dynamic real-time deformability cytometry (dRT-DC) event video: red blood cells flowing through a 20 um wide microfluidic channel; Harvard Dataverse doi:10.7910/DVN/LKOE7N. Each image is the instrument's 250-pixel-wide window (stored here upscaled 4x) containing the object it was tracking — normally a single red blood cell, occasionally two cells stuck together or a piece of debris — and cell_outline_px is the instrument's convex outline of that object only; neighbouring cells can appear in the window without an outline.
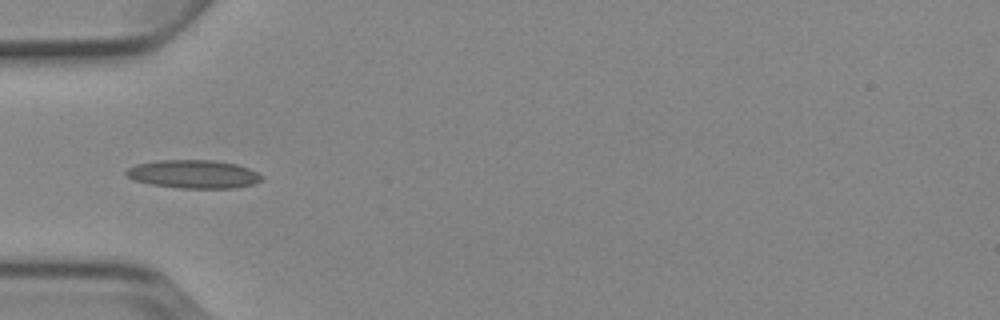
{"species": "Egyptian fruit bat (a non-hibernating species)", "species_latin": "Rousettus aegyptiacus", "temperature_condition": "cold", "stored_images_in_passage": 4, "camera_frame_rate_fps": 3000, "um_per_image_px": 0.085, "animal": {"sex": "female"}, "frame": {"image": 1, "passage_image": 3, "time_ms": 2.333, "image_size_px": [1000, 320], "cell_outline_px": [[264, 176], [260, 180], [252, 184], [232, 188], [180, 188], [152, 184], [136, 180], [128, 176], [124, 172], [128, 168], [136, 164], [156, 160], [216, 160], [236, 164], [248, 168]], "centroid_in_image_um": [16.45, 14.79], "position_along_channel_um": 68.6, "area_um2": 22.2}}
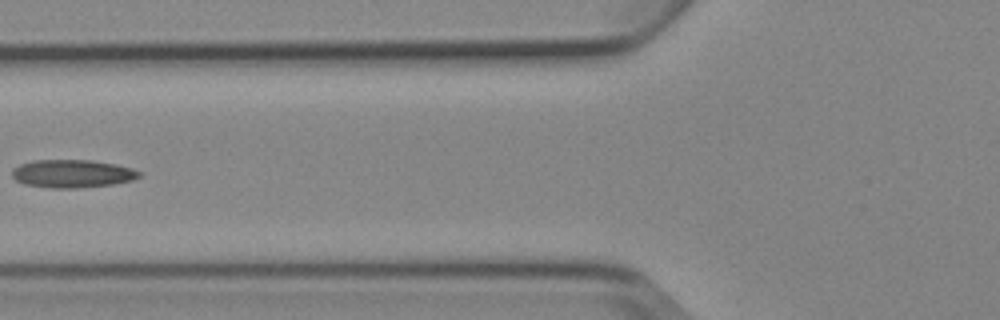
{"frame": {"image": 2, "passage_image": 4, "time_ms": 3.667, "image_size_px": [1000, 320], "cell_outline_px": [[140, 176], [132, 180], [112, 184], [76, 188], [48, 188], [24, 184], [16, 180], [12, 176], [12, 168], [20, 164], [32, 160], [92, 160], [116, 164], [132, 168], [140, 172]], "centroid_in_image_um": [6.11, 14.75], "position_along_channel_um": 119.7, "area_um2": 20.81}}